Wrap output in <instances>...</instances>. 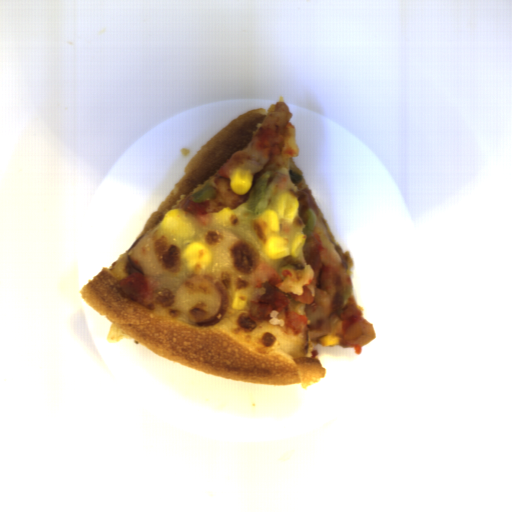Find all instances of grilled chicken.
<instances>
[{
    "instance_id": "obj_1",
    "label": "grilled chicken",
    "mask_w": 512,
    "mask_h": 512,
    "mask_svg": "<svg viewBox=\"0 0 512 512\" xmlns=\"http://www.w3.org/2000/svg\"><path fill=\"white\" fill-rule=\"evenodd\" d=\"M279 275L268 265H259L253 272L251 287H264L265 292L256 298L255 301L247 300L246 313L252 322L262 323L269 321L272 317V310L281 312L284 310V323L292 334L305 332L307 325L306 314H299L291 310L290 297L297 301L312 302L316 298L314 293L307 286H303V293L300 295L285 294L277 287Z\"/></svg>"
},
{
    "instance_id": "obj_2",
    "label": "grilled chicken",
    "mask_w": 512,
    "mask_h": 512,
    "mask_svg": "<svg viewBox=\"0 0 512 512\" xmlns=\"http://www.w3.org/2000/svg\"><path fill=\"white\" fill-rule=\"evenodd\" d=\"M293 115L285 101L277 102L274 109L266 116L264 128H259L254 134L255 148L258 151L269 150L271 155H278L281 147L284 146L285 136L289 134L287 122Z\"/></svg>"
},
{
    "instance_id": "obj_3",
    "label": "grilled chicken",
    "mask_w": 512,
    "mask_h": 512,
    "mask_svg": "<svg viewBox=\"0 0 512 512\" xmlns=\"http://www.w3.org/2000/svg\"><path fill=\"white\" fill-rule=\"evenodd\" d=\"M122 296L131 297L150 310L155 309V288L159 285L150 274L133 273L115 284Z\"/></svg>"
},
{
    "instance_id": "obj_4",
    "label": "grilled chicken",
    "mask_w": 512,
    "mask_h": 512,
    "mask_svg": "<svg viewBox=\"0 0 512 512\" xmlns=\"http://www.w3.org/2000/svg\"><path fill=\"white\" fill-rule=\"evenodd\" d=\"M210 200H204L201 202H195L192 198L184 201L183 205L180 206L181 210L194 215L199 221L208 224L210 222L208 215V207Z\"/></svg>"
}]
</instances>
